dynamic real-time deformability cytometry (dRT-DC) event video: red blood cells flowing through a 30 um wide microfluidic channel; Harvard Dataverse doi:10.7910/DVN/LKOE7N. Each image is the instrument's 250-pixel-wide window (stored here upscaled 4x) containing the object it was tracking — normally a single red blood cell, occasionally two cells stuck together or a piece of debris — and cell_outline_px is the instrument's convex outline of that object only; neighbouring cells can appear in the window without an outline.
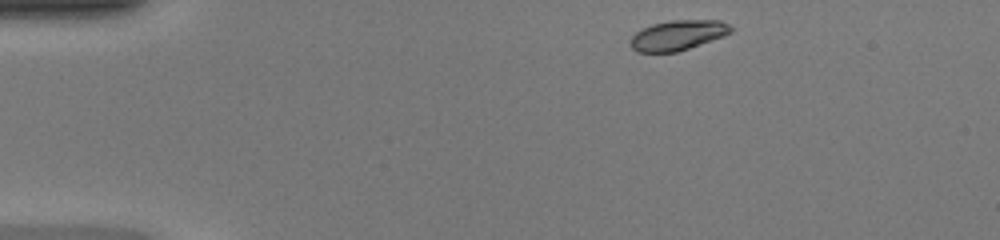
{"species": "common noctule bat (a hibernating species)", "species_latin": "Nyctalus noctula", "temperature_condition": "warm", "stored_images_in_passage": 41, "camera_frame_rate_fps": 3000, "um_per_image_px": 0.085, "animal": {"sex": "female", "body_mass_g": 20.0, "forearm_length_mm": 54.0}, "frame": {"image": 1, "passage_image": 1, "time_ms": 0.0, "image_size_px": [1000, 240], "cell_outline_px": [[732, 32], [724, 36], [676, 52], [636, 52], [632, 48], [628, 40], [636, 32], [652, 24], [672, 20], [720, 20], [728, 24], [732, 28]], "centroid_in_image_um": [57.6, 2.99], "position_along_channel_um": 27.4, "area_um2": 17.51}}
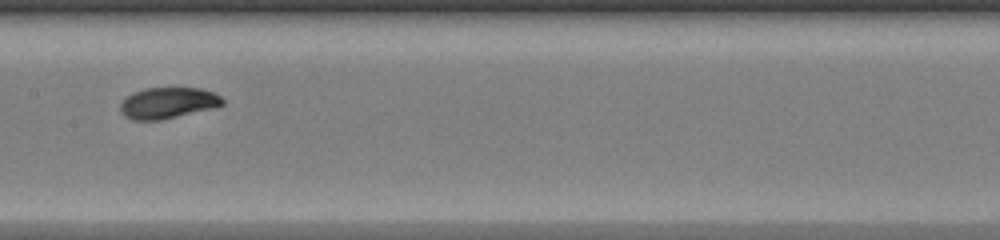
{"frame": {"image": 2, "passage_image": 18, "time_ms": 5.667, "image_size_px": [1000, 240], "cell_outline_px": [[224, 104], [216, 108], [160, 120], [132, 120], [124, 116], [120, 112], [120, 104], [132, 92], [144, 88], [200, 88], [212, 92], [220, 96], [224, 100]], "centroid_in_image_um": [14.28, 8.76], "position_along_channel_um": 193.1, "area_um2": 18.67}}
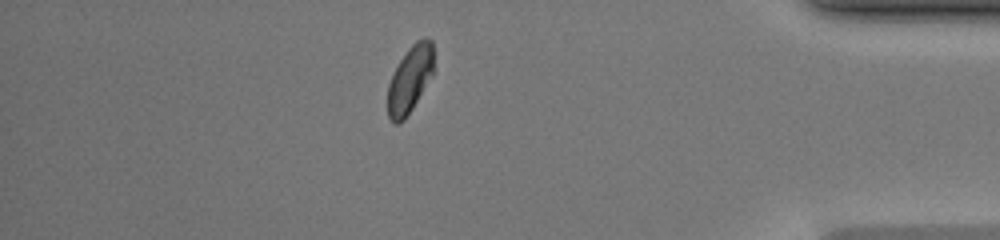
{"frame": {"image": 3, "passage_image": 35, "time_ms": 11.333, "image_size_px": [1000, 240], "cell_outline_px": [[432, 76], [412, 108], [404, 120], [400, 124], [392, 124], [388, 116], [388, 84], [400, 60], [408, 48], [416, 40], [424, 36], [432, 40]], "centroid_in_image_um": [34.83, 6.75], "position_along_channel_um": 400.4, "area_um2": 17.74}, "authors_computed_cell_mechanics": {"area_um2": 18.496, "velocity_mm_per_s": 4.2712, "shape_relaxation_time_tau1_ms": 3.1252, "shape_relaxation_time_tau2_ms": 0.5705, "deformation_change_tau1": 0.1312, "deformation_change_tau2": 0.0303}}